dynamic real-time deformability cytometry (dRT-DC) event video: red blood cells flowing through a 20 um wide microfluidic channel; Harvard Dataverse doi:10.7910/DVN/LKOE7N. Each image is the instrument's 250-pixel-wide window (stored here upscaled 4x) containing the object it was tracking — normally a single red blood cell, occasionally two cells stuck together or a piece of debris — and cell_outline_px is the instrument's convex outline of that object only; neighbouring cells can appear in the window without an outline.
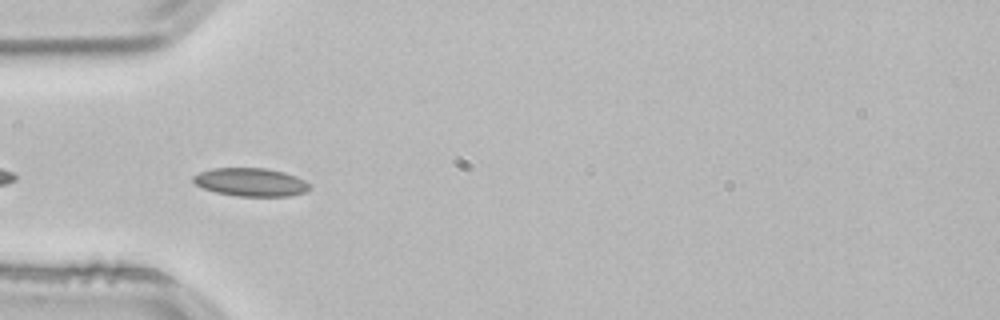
{"species": "common noctule bat (a hibernating species)", "species_latin": "Nyctalus noctula", "temperature_condition": "room temperature", "stored_images_in_passage": 14, "camera_frame_rate_fps": 3000, "um_per_image_px": 0.085, "animal": {"sex": "male", "body_mass_g": 21.5, "forearm_length_mm": 52.0}, "frame": {"image": 1, "passage_image": 3, "time_ms": 0.667, "image_size_px": [1000, 320], "cell_outline_px": [[308, 188], [304, 192], [288, 196], [236, 196], [216, 192], [204, 188], [196, 184], [192, 180], [192, 176], [200, 172], [212, 168], [264, 168], [284, 172], [296, 176], [304, 180], [308, 184]], "centroid_in_image_um": [21.28, 15.48], "position_along_channel_um": 63.7, "area_um2": 18.96}}